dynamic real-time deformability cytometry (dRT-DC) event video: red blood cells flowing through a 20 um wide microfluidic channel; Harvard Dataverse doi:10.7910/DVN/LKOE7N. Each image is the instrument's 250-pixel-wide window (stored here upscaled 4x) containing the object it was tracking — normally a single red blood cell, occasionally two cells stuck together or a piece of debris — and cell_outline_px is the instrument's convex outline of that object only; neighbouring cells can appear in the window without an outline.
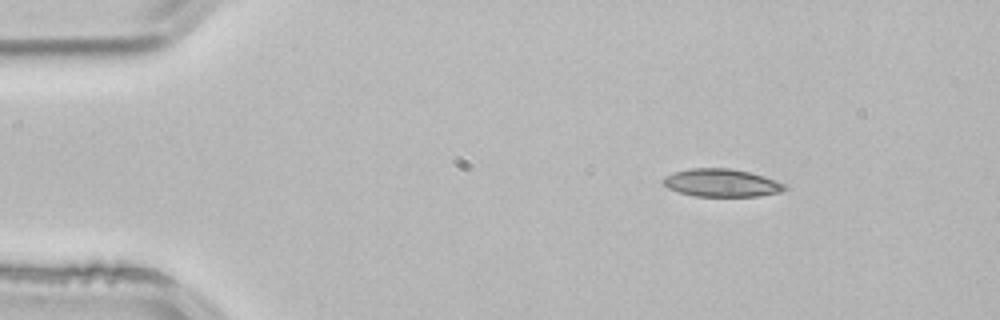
{"species": "common noctule bat (a hibernating species)", "species_latin": "Nyctalus noctula", "temperature_condition": "room temperature", "stored_images_in_passage": 2, "segment_of_instrument_passage": [2, 2], "camera_frame_rate_fps": 3000, "um_per_image_px": 0.085, "animal": {"sex": "male", "body_mass_g": 21.5, "forearm_length_mm": 52.0}, "frame": {"image": 1, "passage_image": 2, "time_ms": 0.333, "image_size_px": [1000, 320], "cell_outline_px": [[788, 188], [780, 192], [760, 196], [692, 196], [668, 188], [664, 184], [664, 176], [672, 172], [688, 168], [728, 168], [748, 172], [764, 176], [788, 184]], "centroid_in_image_um": [61.35, 15.54], "position_along_channel_um": 23.6, "area_um2": 19.83}}